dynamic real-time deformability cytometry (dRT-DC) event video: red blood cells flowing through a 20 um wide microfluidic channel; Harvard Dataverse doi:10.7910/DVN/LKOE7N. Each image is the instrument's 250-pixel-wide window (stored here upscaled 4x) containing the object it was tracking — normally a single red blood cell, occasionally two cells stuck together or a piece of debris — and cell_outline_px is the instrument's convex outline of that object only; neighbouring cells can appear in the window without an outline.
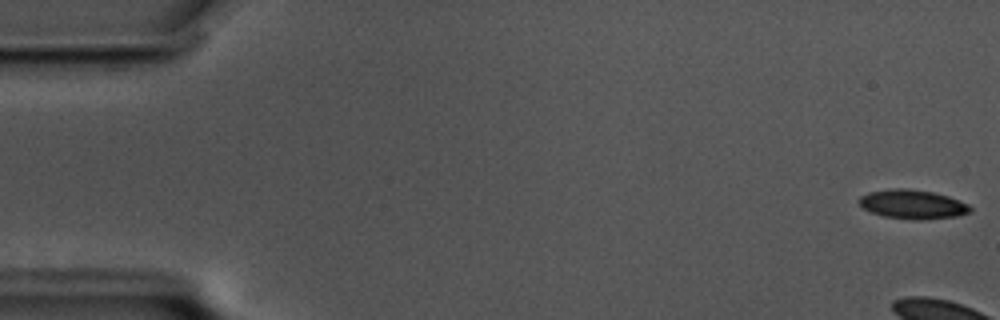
{"species": "common noctule bat (a hibernating species)", "species_latin": "Nyctalus noctula", "temperature_condition": "cold", "stored_images_in_passage": 7, "camera_frame_rate_fps": 3000, "um_per_image_px": 0.085, "animal": {"sex": "male", "body_mass_g": 17.5, "forearm_length_mm": 52.3}, "frame": {"image": 1, "passage_image": 1, "time_ms": 0.0, "image_size_px": [1000, 320], "cell_outline_px": [[972, 212], [956, 216], [924, 220], [912, 220], [884, 216], [872, 212], [864, 208], [856, 200], [860, 196], [868, 192], [892, 188], [908, 188], [932, 192], [948, 196], [968, 204], [972, 208]], "centroid_in_image_um": [77.56, 17.36], "position_along_channel_um": 7.4, "area_um2": 18.96}}